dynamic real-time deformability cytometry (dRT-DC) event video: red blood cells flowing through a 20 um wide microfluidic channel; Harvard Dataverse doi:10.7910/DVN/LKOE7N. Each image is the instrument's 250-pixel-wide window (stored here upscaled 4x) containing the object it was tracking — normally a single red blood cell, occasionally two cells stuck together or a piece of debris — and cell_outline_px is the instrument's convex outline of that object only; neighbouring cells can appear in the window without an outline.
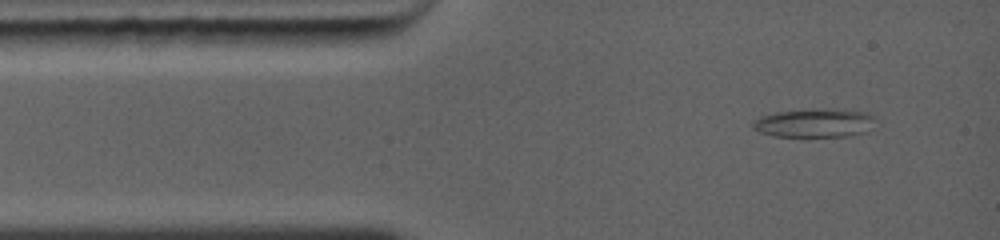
{"species": "common noctule bat (a hibernating species)", "species_latin": "Nyctalus noctula", "temperature_condition": "warm", "stored_images_in_passage": 3, "camera_frame_rate_fps": 5000, "um_per_image_px": 0.085, "animal": {"sex": "female", "body_mass_g": 19.0, "forearm_length_mm": 56.7}, "frame": {"image": 1, "passage_image": 1, "time_ms": 0.0, "image_size_px": [1000, 240], "cell_outline_px": [[872, 116], [868, 132], [848, 136], [772, 136], [760, 132], [752, 128], [752, 120], [760, 116], [776, 112], [820, 108], [868, 112]], "centroid_in_image_um": [69.16, 10.45], "position_along_channel_um": 15.8, "area_um2": 20.35}}
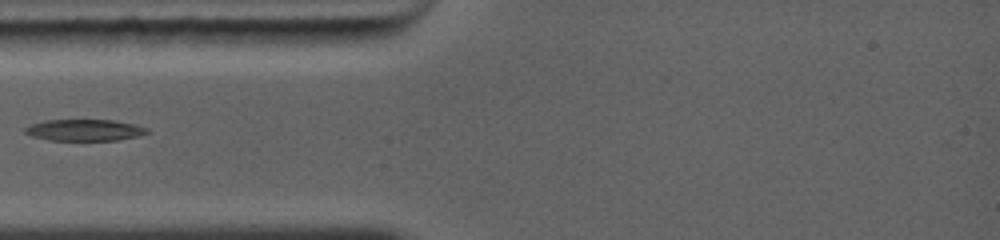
{"frame": {"image": 2, "passage_image": 3, "time_ms": 2.4, "image_size_px": [1000, 240], "cell_outline_px": [[148, 132], [140, 136], [116, 140], [48, 140], [32, 136], [24, 132], [24, 128], [32, 124], [44, 120], [112, 120], [132, 124], [148, 128]], "centroid_in_image_um": [7.17, 11.06], "position_along_channel_um": 77.8, "area_um2": 15.14}}